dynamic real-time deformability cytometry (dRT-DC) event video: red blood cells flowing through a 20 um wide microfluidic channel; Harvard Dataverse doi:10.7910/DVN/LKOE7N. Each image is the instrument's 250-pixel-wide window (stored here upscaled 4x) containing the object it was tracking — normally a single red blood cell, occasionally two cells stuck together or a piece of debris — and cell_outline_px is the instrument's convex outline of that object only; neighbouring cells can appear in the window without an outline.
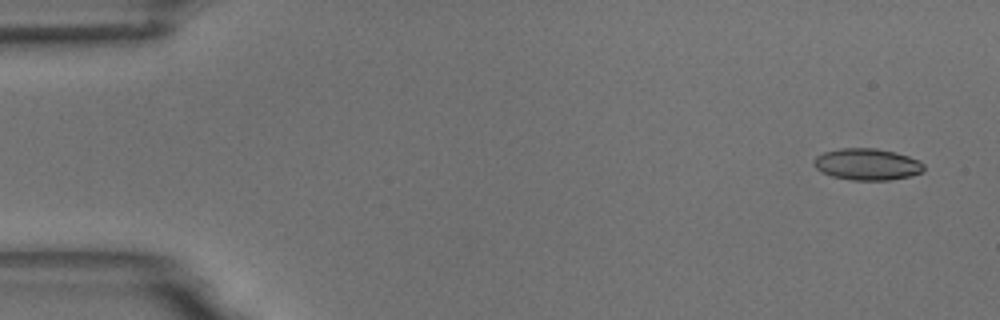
{"species": "common noctule bat (a hibernating species)", "species_latin": "Nyctalus noctula", "temperature_condition": "room temperature", "stored_images_in_passage": 53, "camera_frame_rate_fps": 3000, "um_per_image_px": 0.085, "animal": {"sex": "male", "body_mass_g": 18.8}, "frame": {"image": 1, "passage_image": 1, "time_ms": 0.0, "image_size_px": [1000, 320], "cell_outline_px": [[924, 172], [908, 176], [888, 180], [848, 180], [832, 176], [820, 172], [812, 164], [812, 160], [816, 156], [824, 152], [840, 148], [876, 148], [908, 156], [920, 160], [924, 164]], "centroid_in_image_um": [73.67, 13.97], "position_along_channel_um": 11.3, "area_um2": 20.4}}
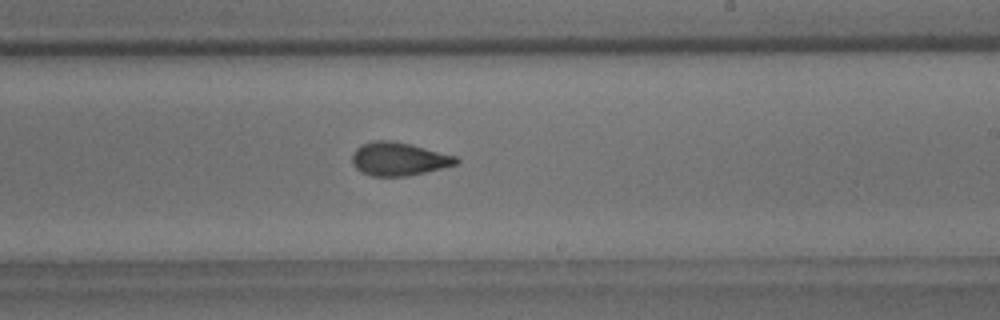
{"frame": {"image": 2, "passage_image": 31, "time_ms": 10.0, "image_size_px": [1000, 320], "cell_outline_px": [[460, 160], [456, 164], [408, 176], [372, 176], [360, 172], [352, 164], [352, 152], [360, 144], [372, 140], [392, 140], [412, 144], [456, 156]], "centroid_in_image_um": [33.84, 13.49], "position_along_channel_um": 255.2, "area_um2": 20.35}}
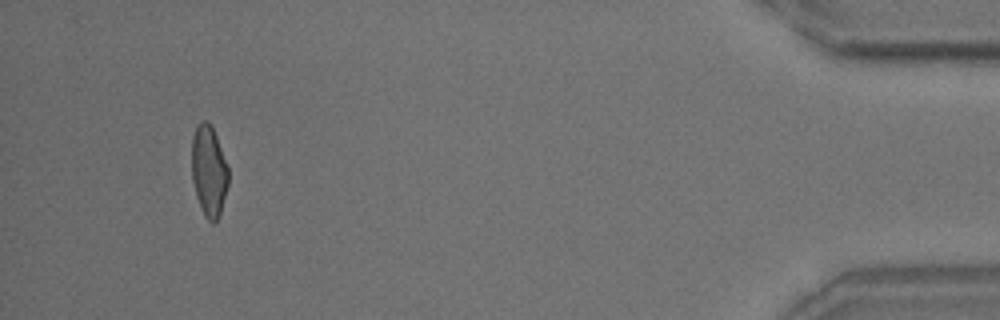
{"frame": {"image": 3, "passage_image": 50, "time_ms": 16.333, "image_size_px": [1000, 320], "cell_outline_px": [[228, 184], [220, 212], [216, 220], [212, 224], [204, 216], [200, 208], [196, 196], [192, 180], [192, 136], [196, 124], [200, 120], [208, 120], [212, 124], [228, 168]], "centroid_in_image_um": [17.73, 14.48], "position_along_channel_um": 417.5, "area_um2": 19.59}, "authors_computed_cell_mechanics": {"area_um2": 20.23, "velocity_mm_per_s": 3.6776, "shape_relaxation_time_tau1_ms": 6.3104, "shape_relaxation_time_tau2_ms": 1.421, "deformation_change_tau1": 0.1605, "deformation_change_tau2": 0.0843}}